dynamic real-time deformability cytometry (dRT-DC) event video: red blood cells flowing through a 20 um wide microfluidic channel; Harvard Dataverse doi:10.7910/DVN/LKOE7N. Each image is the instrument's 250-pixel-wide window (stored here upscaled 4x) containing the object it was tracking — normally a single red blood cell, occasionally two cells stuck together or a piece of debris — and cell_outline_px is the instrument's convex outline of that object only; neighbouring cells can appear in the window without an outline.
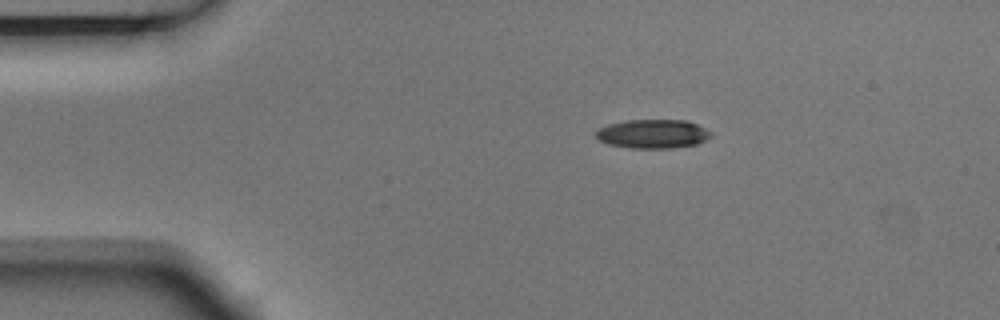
{"species": "Egyptian fruit bat (a non-hibernating species)", "species_latin": "Rousettus aegyptiacus", "temperature_condition": "room temperature", "stored_images_in_passage": 8, "camera_frame_rate_fps": 3000, "um_per_image_px": 0.085, "animal": {"sex": "male"}, "frame": {"image": 1, "passage_image": 1, "time_ms": 0.0, "image_size_px": [1000, 320], "cell_outline_px": [[712, 136], [696, 144], [672, 148], [628, 148], [608, 144], [596, 140], [596, 132], [600, 128], [608, 124], [628, 120], [688, 120], [712, 132]], "centroid_in_image_um": [55.47, 11.38], "position_along_channel_um": 29.5, "area_um2": 19.42}}
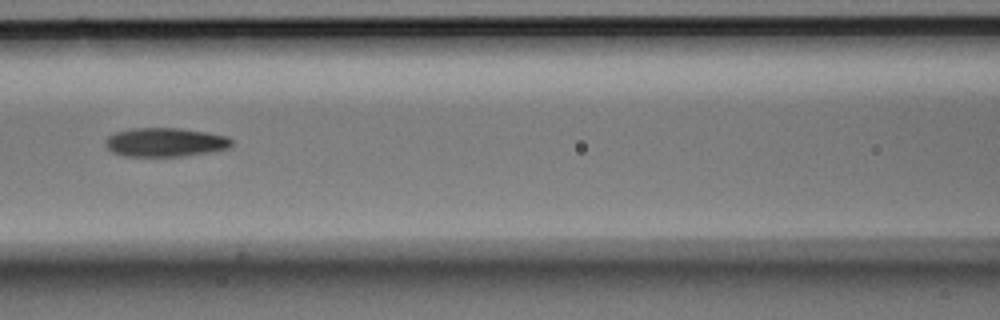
{"frame": {"image": 2, "passage_image": 5, "time_ms": 1.333, "image_size_px": [1000, 320], "cell_outline_px": [[232, 144], [228, 148], [208, 152], [184, 156], [124, 156], [112, 152], [104, 144], [104, 140], [108, 136], [116, 132], [132, 128], [180, 128], [228, 136], [232, 140]], "centroid_in_image_um": [14.01, 12.09], "position_along_channel_um": 152.6, "area_um2": 21.21}}
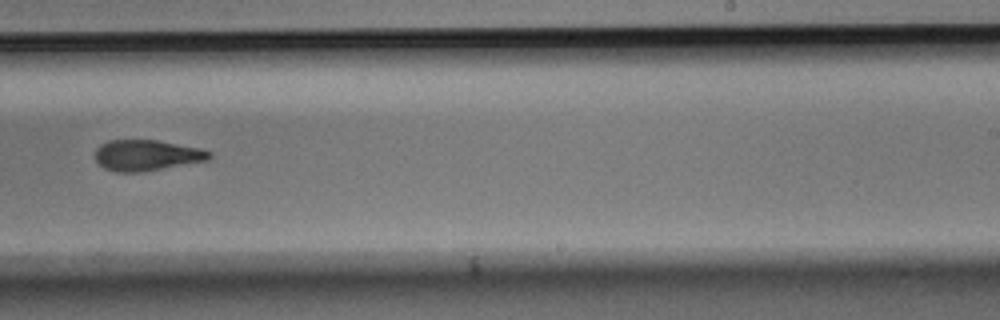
{"frame": {"image": 3, "passage_image": 8, "time_ms": 2.333, "image_size_px": [1000, 320], "cell_outline_px": [[212, 156], [208, 160], [140, 172], [116, 172], [104, 168], [96, 160], [96, 148], [100, 144], [108, 140], [156, 140], [200, 148], [212, 152]], "centroid_in_image_um": [12.46, 13.19], "position_along_channel_um": 276.5, "area_um2": 20.4}}